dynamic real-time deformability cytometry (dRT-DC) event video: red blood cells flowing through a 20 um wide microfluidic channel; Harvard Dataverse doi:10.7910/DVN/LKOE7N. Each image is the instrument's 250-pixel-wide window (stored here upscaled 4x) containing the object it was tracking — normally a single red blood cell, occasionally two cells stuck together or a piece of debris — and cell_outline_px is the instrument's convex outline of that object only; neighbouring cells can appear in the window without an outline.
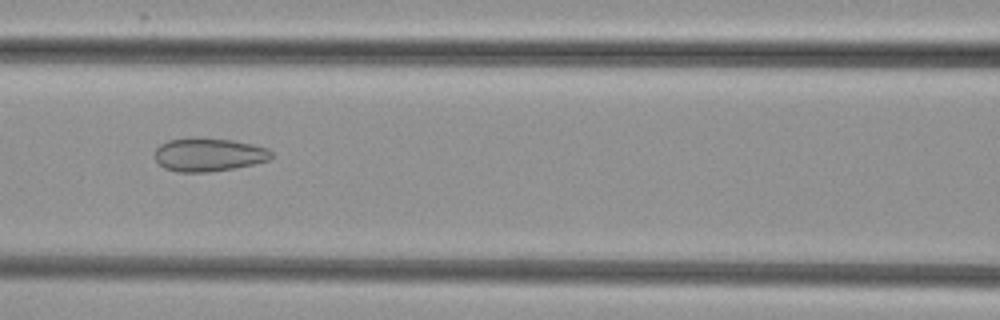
{"species": "common noctule bat (a hibernating species)", "species_latin": "Nyctalus noctula", "temperature_condition": "cold", "stored_images_in_passage": 6, "camera_frame_rate_fps": 3000, "um_per_image_px": 0.085, "animal": {"sex": "female", "body_mass_g": 29.2, "forearm_length_mm": 56.3}, "frame": {"image": 1, "passage_image": 4, "time_ms": 3.333, "image_size_px": [1000, 320], "cell_outline_px": [[272, 160], [232, 168], [208, 172], [176, 172], [164, 168], [152, 156], [156, 148], [160, 144], [168, 140], [192, 136], [200, 136], [232, 140], [252, 144], [268, 148], [272, 152]], "centroid_in_image_um": [17.7, 13.12], "position_along_channel_um": 148.9, "area_um2": 23.18}}
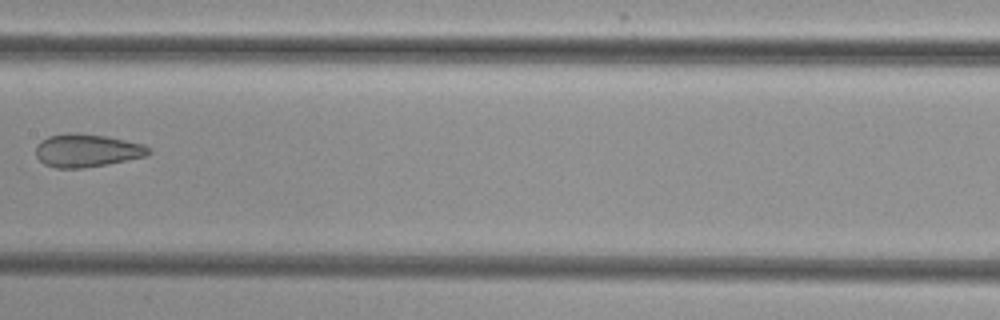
{"frame": {"image": 2, "passage_image": 5, "time_ms": 4.667, "image_size_px": [1000, 320], "cell_outline_px": [[152, 152], [148, 156], [104, 164], [80, 168], [56, 168], [44, 164], [36, 156], [36, 144], [40, 140], [48, 136], [64, 132], [80, 132], [108, 136], [144, 144]], "centroid_in_image_um": [7.36, 12.76], "position_along_channel_um": 200.0, "area_um2": 21.96}}
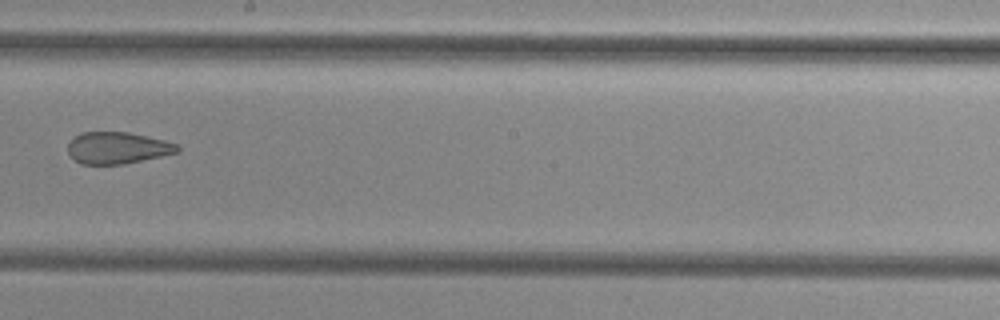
{"frame": {"image": 3, "passage_image": 6, "time_ms": 5.667, "image_size_px": [1000, 320], "cell_outline_px": [[180, 152], [124, 164], [80, 164], [68, 152], [68, 144], [80, 132], [128, 132], [164, 140], [180, 144]], "centroid_in_image_um": [10.03, 12.57], "position_along_channel_um": 238.2, "area_um2": 20.23}}